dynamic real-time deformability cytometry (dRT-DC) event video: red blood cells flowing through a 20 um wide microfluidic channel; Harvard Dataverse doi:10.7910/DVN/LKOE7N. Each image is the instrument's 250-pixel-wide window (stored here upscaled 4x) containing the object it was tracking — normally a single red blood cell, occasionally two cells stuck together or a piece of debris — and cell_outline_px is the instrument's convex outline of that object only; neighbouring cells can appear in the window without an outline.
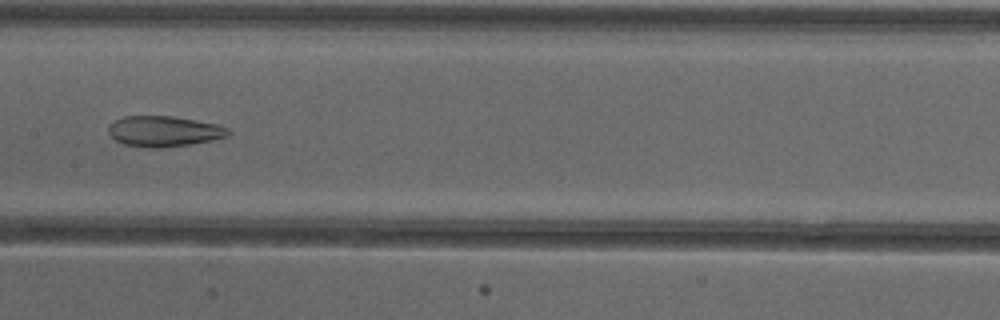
{"species": "common noctule bat (a hibernating species)", "species_latin": "Nyctalus noctula", "temperature_condition": "cold", "stored_images_in_passage": 38, "camera_frame_rate_fps": 3000, "um_per_image_px": 0.085, "animal": {"sex": "female"}, "frame": {"image": 1, "passage_image": 12, "time_ms": 3.667, "image_size_px": [1000, 320], "cell_outline_px": [[232, 132], [228, 136], [212, 140], [188, 144], [160, 148], [148, 148], [124, 144], [116, 140], [108, 132], [108, 124], [124, 116], [172, 116], [220, 124], [228, 128]], "centroid_in_image_um": [13.96, 11.15], "position_along_channel_um": 193.4, "area_um2": 21.44}}
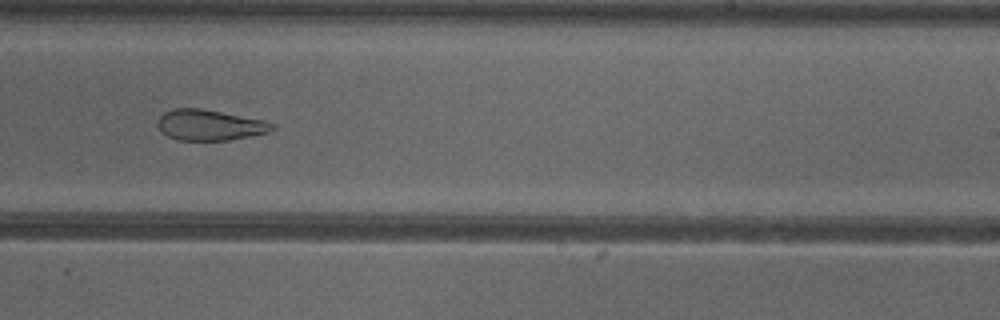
{"frame": {"image": 2, "passage_image": 18, "time_ms": 5.667, "image_size_px": [1000, 320], "cell_outline_px": [[276, 128], [268, 132], [228, 140], [176, 140], [160, 132], [156, 124], [156, 120], [164, 112], [172, 108], [200, 108], [264, 120], [276, 124]], "centroid_in_image_um": [17.78, 10.62], "position_along_channel_um": 271.2, "area_um2": 20.63}}
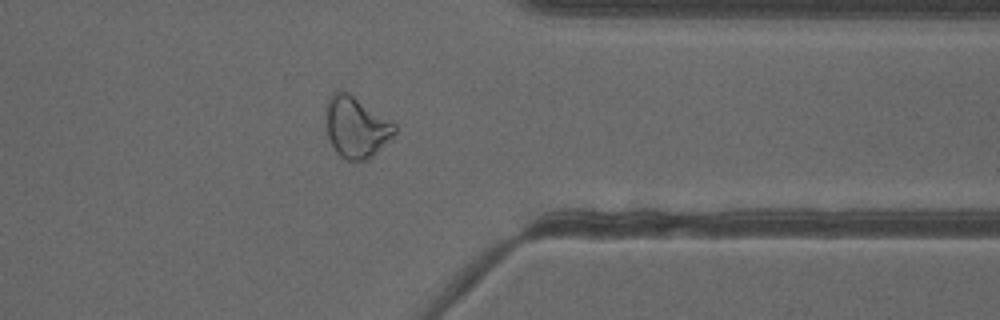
{"frame": {"image": 3, "passage_image": 27, "time_ms": 8.667, "image_size_px": [1000, 320], "cell_outline_px": [[396, 132], [372, 156], [364, 160], [348, 160], [340, 156], [336, 152], [328, 140], [324, 128], [324, 124], [328, 96], [332, 92], [348, 92], [392, 120], [396, 124]], "centroid_in_image_um": [30.23, 10.79], "position_along_channel_um": 381.2, "area_um2": 24.74}, "authors_computed_cell_mechanics": {"area_um2": 23.8136, "velocity_mm_per_s": 3.9231, "shape_relaxation_time_tau1_ms": null, "shape_relaxation_time_tau2_ms": 4.3658, "deformation_change_tau1": null, "deformation_change_tau2": 0.1352}}